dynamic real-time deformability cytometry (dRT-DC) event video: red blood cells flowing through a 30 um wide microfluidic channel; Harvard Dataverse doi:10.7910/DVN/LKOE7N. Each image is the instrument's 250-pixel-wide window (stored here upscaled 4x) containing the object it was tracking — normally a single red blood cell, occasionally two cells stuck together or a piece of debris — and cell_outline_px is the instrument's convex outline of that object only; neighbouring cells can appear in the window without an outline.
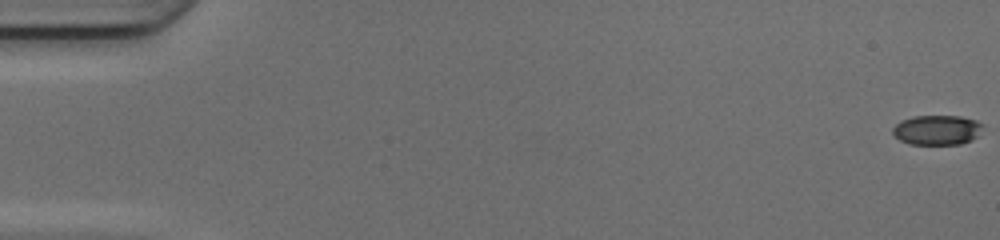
{"species": "common noctule bat (a hibernating species)", "species_latin": "Nyctalus noctula", "temperature_condition": "cold", "stored_images_in_passage": 51, "camera_frame_rate_fps": 3000, "um_per_image_px": 0.085, "animal": {"sex": "female", "body_mass_g": 17.0, "forearm_length_mm": 48.0}, "frame": {"image": 1, "passage_image": 1, "time_ms": 0.0, "image_size_px": [1000, 240], "cell_outline_px": [[984, 124], [976, 136], [972, 140], [960, 144], [908, 144], [900, 140], [892, 132], [892, 128], [900, 120], [912, 116], [960, 116], [976, 120]], "centroid_in_image_um": [79.63, 11.04], "position_along_channel_um": 5.4, "area_um2": 15.66}}
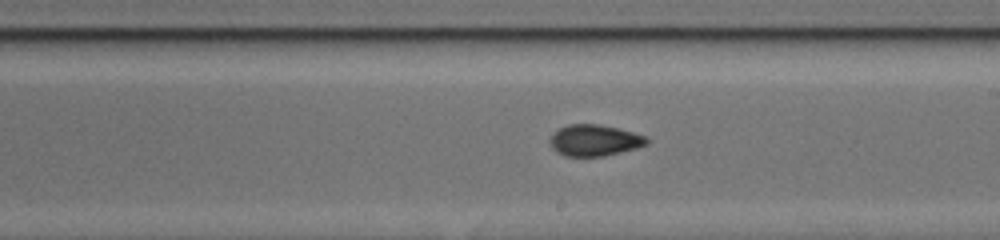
{"frame": {"image": 2, "passage_image": 30, "time_ms": 9.667, "image_size_px": [1000, 240], "cell_outline_px": [[648, 144], [636, 148], [604, 156], [564, 156], [556, 152], [552, 148], [548, 140], [560, 128], [568, 124], [600, 124], [648, 136]], "centroid_in_image_um": [50.53, 11.93], "position_along_channel_um": 238.5, "area_um2": 17.63}}
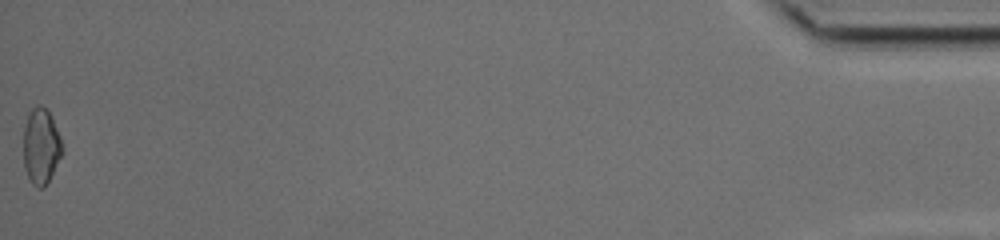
{"frame": {"image": 3, "passage_image": 51, "time_ms": 16.667, "image_size_px": [1000, 240], "cell_outline_px": [[64, 152], [44, 188], [36, 188], [32, 184], [24, 168], [24, 128], [28, 116], [32, 108], [36, 104], [40, 104], [48, 112], [60, 136]], "centroid_in_image_um": [3.49, 12.46], "position_along_channel_um": 431.7, "area_um2": 16.99}, "authors_computed_cell_mechanics": {"area_um2": 17.34, "velocity_mm_per_s": 4.2129, "shape_relaxation_time_tau1_ms": null, "shape_relaxation_time_tau2_ms": 1.7221, "deformation_change_tau1": null, "deformation_change_tau2": 0.0622}}